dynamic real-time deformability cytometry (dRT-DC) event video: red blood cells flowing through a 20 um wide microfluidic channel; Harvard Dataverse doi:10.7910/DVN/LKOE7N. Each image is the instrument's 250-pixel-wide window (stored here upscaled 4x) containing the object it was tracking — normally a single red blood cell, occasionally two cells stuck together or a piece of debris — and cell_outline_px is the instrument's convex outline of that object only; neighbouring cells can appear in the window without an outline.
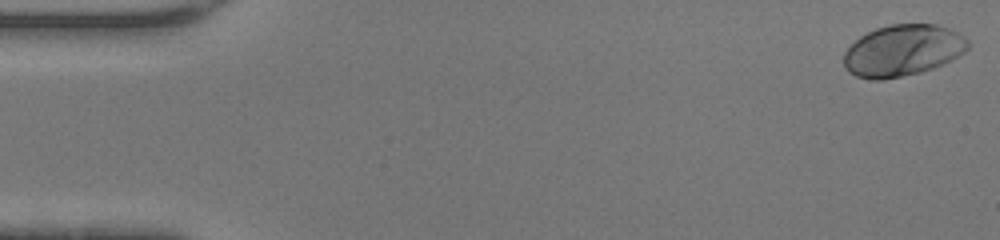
{"species": "human", "species_latin": "Homo sapiens", "temperature_condition": "warm", "stored_images_in_passage": 47, "camera_frame_rate_fps": 3000, "um_per_image_px": 0.085, "donor": {"sex": "female"}, "frame": {"image": 1, "passage_image": 1, "time_ms": 0.0, "image_size_px": [1000, 240], "cell_outline_px": [[968, 48], [964, 52], [932, 68], [920, 72], [884, 80], [872, 80], [856, 76], [848, 72], [844, 68], [844, 52], [860, 36], [876, 28], [888, 24], [936, 24], [948, 28], [964, 36], [968, 40]], "centroid_in_image_um": [76.69, 4.29], "position_along_channel_um": 8.3, "area_um2": 36.99}}
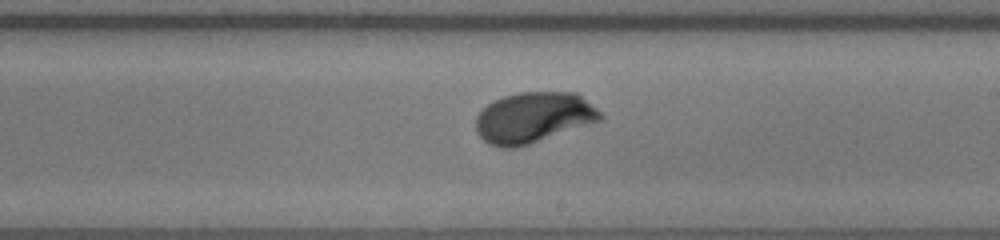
{"frame": {"image": 2, "passage_image": 27, "time_ms": 8.667, "image_size_px": [1000, 240], "cell_outline_px": [[604, 116], [600, 120], [516, 148], [504, 148], [488, 144], [476, 132], [476, 116], [492, 100], [504, 96], [520, 92], [576, 92], [596, 108]], "centroid_in_image_um": [45.3, 9.98], "position_along_channel_um": 243.7, "area_um2": 36.41}}
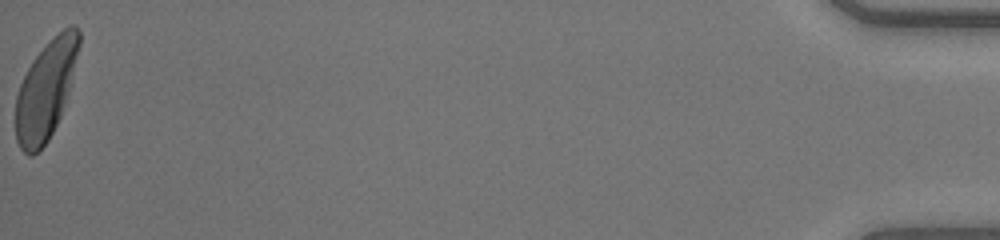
{"frame": {"image": 3, "passage_image": 47, "time_ms": 15.333, "image_size_px": [1000, 240], "cell_outline_px": [[80, 44], [68, 92], [60, 116], [48, 140], [32, 156], [28, 156], [20, 148], [16, 140], [16, 96], [20, 84], [32, 60], [68, 24], [76, 24], [80, 32]], "centroid_in_image_um": [3.89, 7.65], "position_along_channel_um": 431.3, "area_um2": 35.6}, "authors_computed_cell_mechanics": {"area_um2": 35.7204, "velocity_mm_per_s": 4.4005, "shape_relaxation_time_tau1_ms": 2.162, "shape_relaxation_time_tau2_ms": null, "deformation_change_tau1": 0.1549, "deformation_change_tau2": null}}